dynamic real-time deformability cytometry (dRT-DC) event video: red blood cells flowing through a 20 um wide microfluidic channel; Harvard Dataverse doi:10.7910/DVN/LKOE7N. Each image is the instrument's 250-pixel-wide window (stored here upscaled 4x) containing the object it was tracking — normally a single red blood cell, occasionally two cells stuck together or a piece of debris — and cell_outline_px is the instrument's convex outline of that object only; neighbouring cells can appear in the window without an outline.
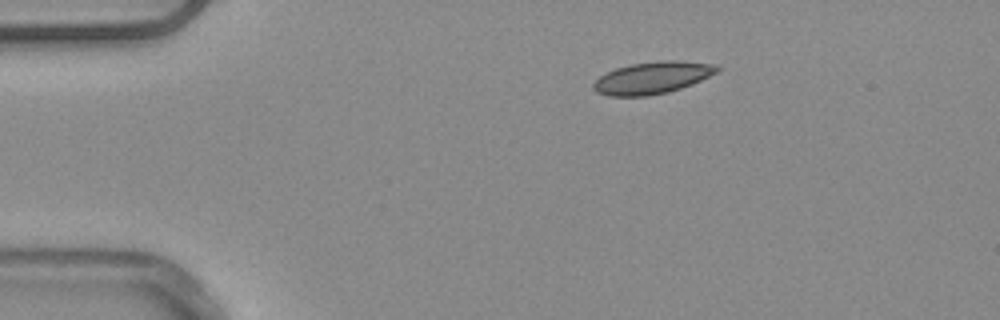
{"species": "common noctule bat (a hibernating species)", "species_latin": "Nyctalus noctula", "temperature_condition": "warm", "stored_images_in_passage": 7, "camera_frame_rate_fps": 3000, "um_per_image_px": 0.085, "animal": {"sex": "male", "body_mass_g": 20.4}, "frame": {"image": 1, "passage_image": 1, "time_ms": 0.0, "image_size_px": [1000, 320], "cell_outline_px": [[720, 68], [716, 72], [692, 84], [668, 92], [648, 96], [608, 96], [596, 92], [592, 88], [592, 84], [600, 76], [616, 68], [632, 64], [660, 60], [680, 60], [716, 64]], "centroid_in_image_um": [55.44, 6.61], "position_along_channel_um": 29.6, "area_um2": 23.06}}